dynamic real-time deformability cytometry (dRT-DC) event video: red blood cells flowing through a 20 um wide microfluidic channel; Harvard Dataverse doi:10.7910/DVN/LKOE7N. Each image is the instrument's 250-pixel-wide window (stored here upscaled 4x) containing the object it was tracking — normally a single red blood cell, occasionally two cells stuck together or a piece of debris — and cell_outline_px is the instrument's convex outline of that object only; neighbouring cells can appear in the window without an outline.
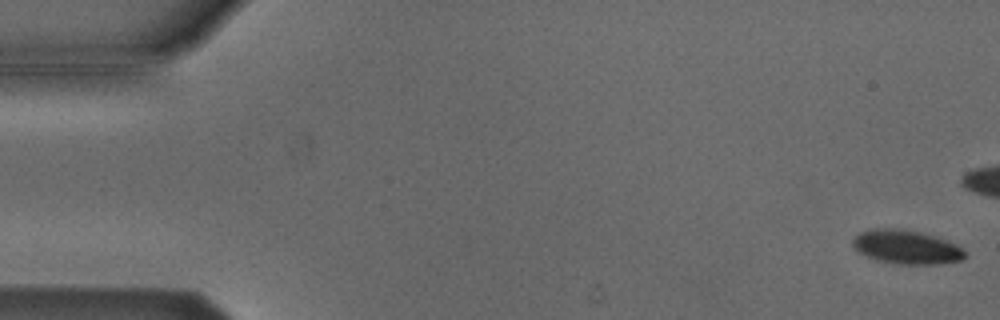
{"species": "Egyptian fruit bat (a non-hibernating species)", "species_latin": "Rousettus aegyptiacus", "temperature_condition": "cold", "stored_images_in_passage": 44, "camera_frame_rate_fps": 3000, "um_per_image_px": 0.085, "animal": {"sex": "male"}, "frame": {"image": 1, "passage_image": 1, "time_ms": 0.0, "image_size_px": [1000, 320], "cell_outline_px": [[964, 260], [940, 264], [896, 264], [876, 260], [860, 252], [852, 244], [852, 240], [860, 232], [876, 228], [892, 228], [920, 232], [956, 244], [964, 252]], "centroid_in_image_um": [77.03, 21.01], "position_along_channel_um": 8.0, "area_um2": 21.79}}
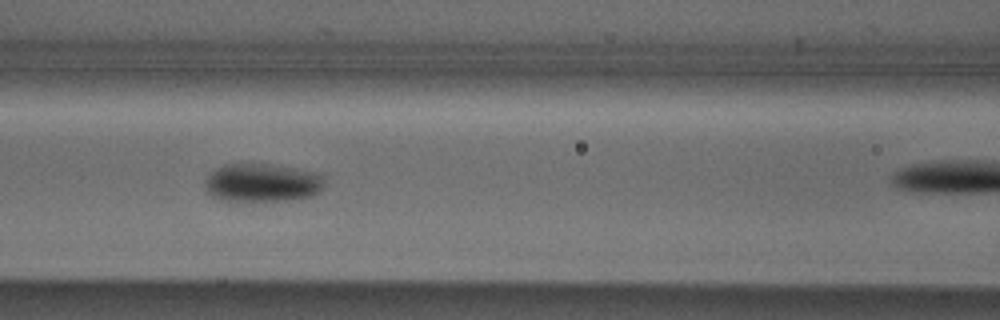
{"frame": {"image": 2, "passage_image": 23, "time_ms": 7.333, "image_size_px": [1000, 320], "cell_outline_px": [[320, 192], [312, 196], [288, 200], [224, 200], [212, 196], [204, 188], [204, 180], [216, 168], [224, 164], [264, 164], [288, 168], [308, 172], [320, 176]], "centroid_in_image_um": [22.16, 15.54], "position_along_channel_um": 144.4, "area_um2": 25.78}}
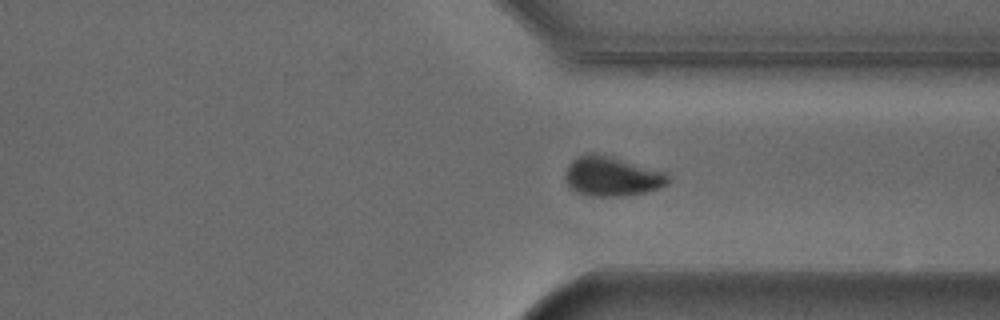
{"frame": {"image": 3, "passage_image": 40, "time_ms": 13.0, "image_size_px": [1000, 320], "cell_outline_px": [[668, 184], [660, 188], [644, 192], [624, 196], [588, 196], [576, 192], [568, 184], [564, 176], [568, 164], [572, 160], [588, 152], [596, 152], [612, 156], [664, 172], [668, 176]], "centroid_in_image_um": [51.98, 14.98], "position_along_channel_um": 359.4, "area_um2": 23.76}}